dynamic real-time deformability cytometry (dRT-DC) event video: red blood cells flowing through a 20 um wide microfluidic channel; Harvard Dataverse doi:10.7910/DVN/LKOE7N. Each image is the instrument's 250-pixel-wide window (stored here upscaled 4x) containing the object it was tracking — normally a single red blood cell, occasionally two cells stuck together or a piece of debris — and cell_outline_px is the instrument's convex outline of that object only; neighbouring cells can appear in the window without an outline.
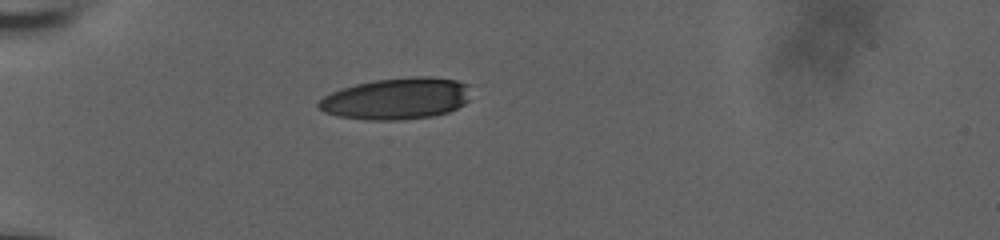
{"species": "human", "species_latin": "Homo sapiens", "temperature_condition": "room temperature", "stored_images_in_passage": 39, "camera_frame_rate_fps": 3000, "um_per_image_px": 0.085, "donor": {"sex": "male"}, "frame": {"image": 1, "passage_image": 1, "time_ms": 0.0, "image_size_px": [1000, 240], "cell_outline_px": [[468, 100], [464, 104], [448, 112], [432, 116], [400, 120], [368, 120], [336, 116], [324, 112], [316, 104], [324, 96], [340, 88], [356, 84], [376, 80], [416, 76], [432, 76], [456, 80], [468, 84]], "centroid_in_image_um": [33.69, 8.38], "position_along_channel_um": 51.3, "area_um2": 36.88}}
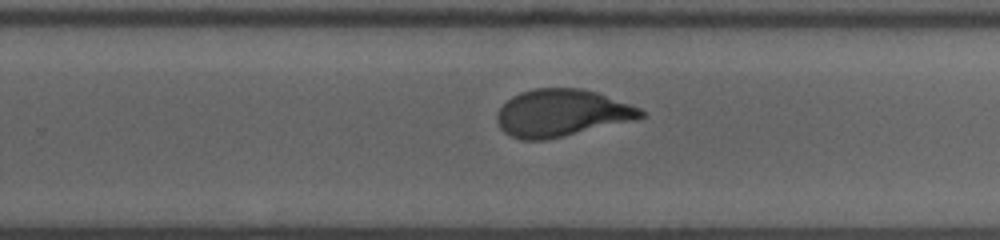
{"frame": {"image": 2, "passage_image": 21, "time_ms": 6.667, "image_size_px": [1000, 240], "cell_outline_px": [[644, 116], [564, 136], [544, 140], [520, 140], [504, 132], [500, 128], [496, 120], [496, 112], [512, 96], [520, 92], [532, 88], [580, 88], [596, 92], [640, 108], [644, 112]], "centroid_in_image_um": [47.65, 9.59], "position_along_channel_um": 282.2, "area_um2": 38.96}}
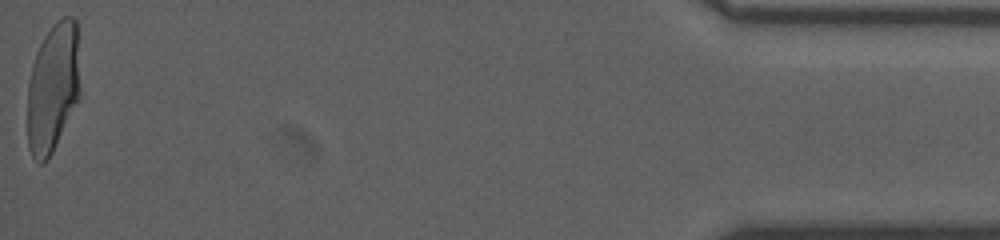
{"frame": {"image": 3, "passage_image": 39, "time_ms": 12.667, "image_size_px": [1000, 240], "cell_outline_px": [[80, 96], [48, 160], [44, 164], [40, 164], [32, 156], [28, 148], [28, 84], [32, 64], [36, 52], [44, 36], [52, 24], [64, 16], [72, 16], [76, 20], [80, 88]], "centroid_in_image_um": [4.49, 7.44], "position_along_channel_um": 430.7, "area_um2": 39.82}, "authors_computed_cell_mechanics": {"area_um2": 39.882, "velocity_mm_per_s": 3.8758, "shape_relaxation_time_tau1_ms": 5.6195, "shape_relaxation_time_tau2_ms": 0.8283, "deformation_change_tau1": 0.237, "deformation_change_tau2": 0.0692}}